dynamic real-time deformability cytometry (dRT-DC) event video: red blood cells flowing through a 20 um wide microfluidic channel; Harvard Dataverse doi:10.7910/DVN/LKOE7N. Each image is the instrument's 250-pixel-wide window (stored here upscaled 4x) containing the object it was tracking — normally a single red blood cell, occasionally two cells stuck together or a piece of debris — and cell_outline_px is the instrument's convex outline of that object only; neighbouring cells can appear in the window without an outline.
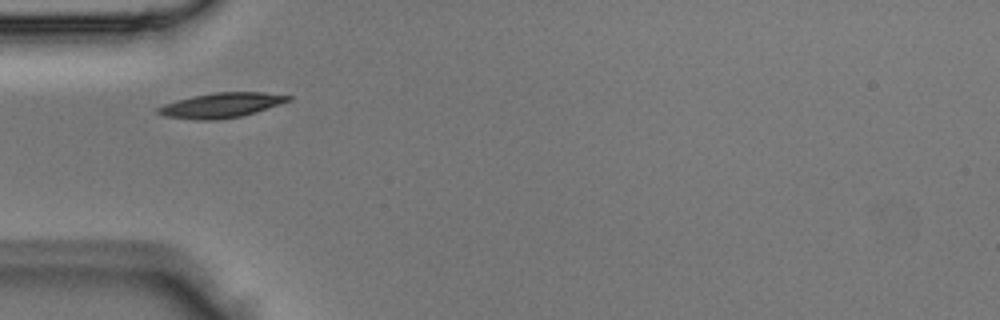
{"species": "Egyptian fruit bat (a non-hibernating species)", "species_latin": "Rousettus aegyptiacus", "temperature_condition": "room temperature", "stored_images_in_passage": 3, "camera_frame_rate_fps": 3000, "um_per_image_px": 0.085, "animal": {"sex": "male"}, "frame": {"image": 1, "passage_image": 1, "time_ms": 0.0, "image_size_px": [1000, 320], "cell_outline_px": [[292, 100], [280, 104], [240, 116], [216, 120], [196, 120], [164, 116], [156, 112], [156, 108], [164, 104], [176, 100], [192, 96], [212, 92], [264, 92], [292, 96]], "centroid_in_image_um": [18.77, 8.94], "position_along_channel_um": 66.2, "area_um2": 18.84}}
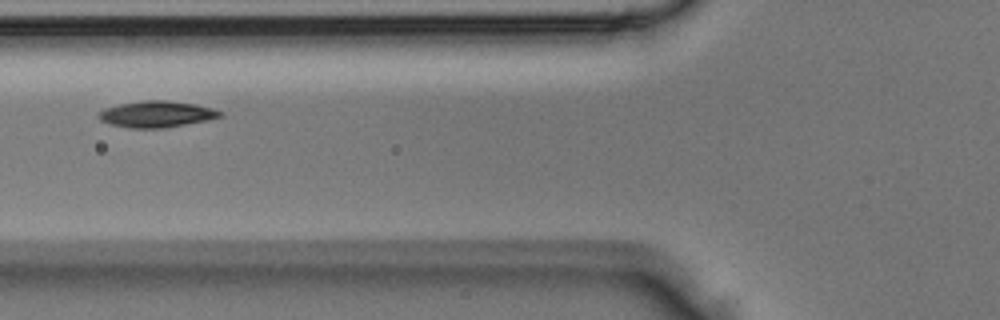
{"frame": {"image": 2, "passage_image": 2, "time_ms": 0.333, "image_size_px": [1000, 320], "cell_outline_px": [[224, 116], [208, 120], [164, 128], [128, 128], [108, 124], [100, 120], [96, 116], [104, 108], [120, 104], [144, 100], [168, 100], [196, 104], [212, 108], [224, 112]], "centroid_in_image_um": [13.32, 9.7], "position_along_channel_um": 112.5, "area_um2": 18.84}}
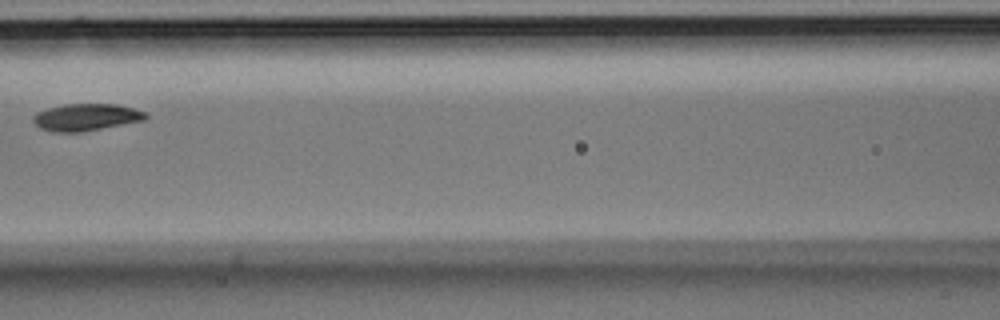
{"frame": {"image": 3, "passage_image": 3, "time_ms": 0.667, "image_size_px": [1000, 320], "cell_outline_px": [[148, 116], [144, 120], [84, 132], [52, 132], [40, 128], [32, 120], [32, 116], [36, 112], [48, 108], [64, 104], [116, 104], [132, 108], [144, 112]], "centroid_in_image_um": [7.28, 9.97], "position_along_channel_um": 159.3, "area_um2": 17.74}}